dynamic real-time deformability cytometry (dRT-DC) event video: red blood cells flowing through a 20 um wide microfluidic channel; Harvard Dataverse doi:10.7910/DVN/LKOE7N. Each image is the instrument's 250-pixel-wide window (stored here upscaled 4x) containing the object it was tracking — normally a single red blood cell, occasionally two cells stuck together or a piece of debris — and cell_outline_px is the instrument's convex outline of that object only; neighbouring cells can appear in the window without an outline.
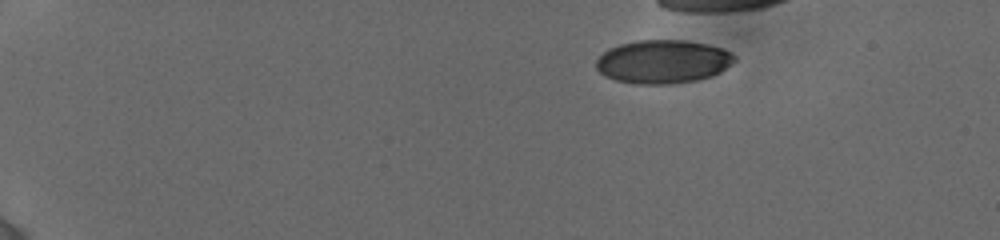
{"species": "human", "species_latin": "Homo sapiens", "temperature_condition": "cold", "stored_images_in_passage": 15, "camera_frame_rate_fps": 3000, "um_per_image_px": 0.085, "donor": {"sex": "female"}, "frame": {"image": 1, "passage_image": 1, "time_ms": 0.0, "image_size_px": [1000, 240], "cell_outline_px": [[736, 60], [732, 64], [720, 72], [712, 76], [696, 80], [672, 84], [636, 84], [616, 80], [604, 76], [596, 68], [596, 60], [608, 48], [620, 44], [636, 40], [684, 40], [708, 44], [724, 48], [732, 52], [736, 56]], "centroid_in_image_um": [56.37, 5.24], "position_along_channel_um": 28.6, "area_um2": 35.37}}
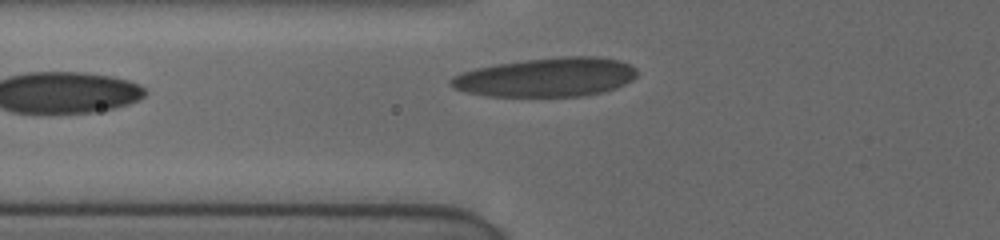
{"frame": {"image": 2, "passage_image": 15, "time_ms": 5.333, "image_size_px": [1000, 240], "cell_outline_px": [[636, 76], [632, 80], [616, 88], [584, 96], [488, 96], [464, 92], [452, 88], [448, 84], [448, 80], [452, 76], [460, 72], [476, 68], [496, 64], [524, 60], [560, 56], [596, 56], [620, 60], [636, 68]], "centroid_in_image_um": [46.39, 6.56], "position_along_channel_um": 79.4, "area_um2": 42.6}}